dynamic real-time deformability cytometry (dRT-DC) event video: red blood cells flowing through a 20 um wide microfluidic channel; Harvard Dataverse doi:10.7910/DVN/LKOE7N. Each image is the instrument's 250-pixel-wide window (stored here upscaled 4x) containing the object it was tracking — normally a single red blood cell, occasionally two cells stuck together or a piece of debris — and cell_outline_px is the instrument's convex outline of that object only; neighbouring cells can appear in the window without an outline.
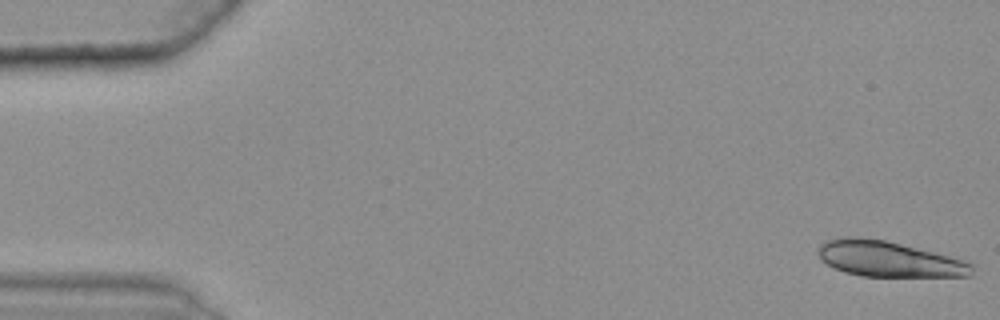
{"species": "common noctule bat (a hibernating species)", "species_latin": "Nyctalus noctula", "temperature_condition": "warm", "stored_images_in_passage": 47, "segment_of_instrument_passage": [1, 2], "camera_frame_rate_fps": 3000, "um_per_image_px": 0.085, "animal": {"sex": "female", "body_mass_g": 25.1}, "frame": {"image": 1, "passage_image": 1, "time_ms": 0.0, "image_size_px": [1000, 320], "cell_outline_px": [[972, 276], [860, 276], [844, 272], [820, 260], [816, 252], [816, 248], [820, 244], [828, 240], [848, 236], [856, 236], [884, 240], [964, 260], [972, 264]], "centroid_in_image_um": [75.47, 22.01], "position_along_channel_um": 9.5, "area_um2": 31.62}}